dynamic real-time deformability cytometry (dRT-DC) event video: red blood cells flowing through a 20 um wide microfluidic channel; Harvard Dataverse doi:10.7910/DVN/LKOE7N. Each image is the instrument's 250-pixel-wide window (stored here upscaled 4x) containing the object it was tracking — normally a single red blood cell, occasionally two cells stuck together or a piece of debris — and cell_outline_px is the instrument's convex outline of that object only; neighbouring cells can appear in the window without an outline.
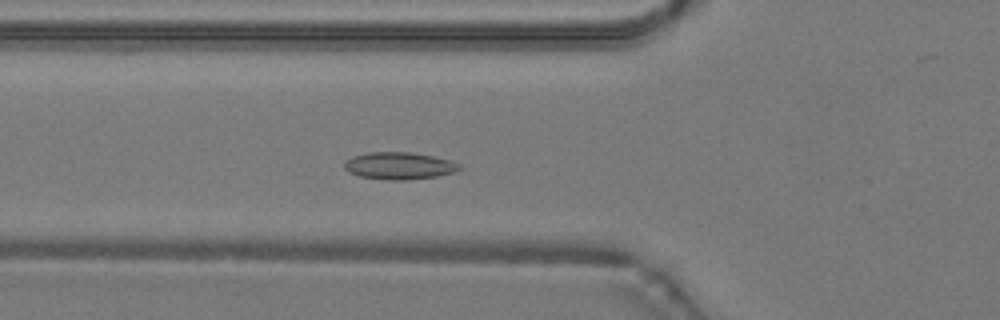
{"species": "common noctule bat (a hibernating species)", "species_latin": "Nyctalus noctula", "temperature_condition": "warm", "stored_images_in_passage": 45, "camera_frame_rate_fps": 3000, "um_per_image_px": 0.085, "animal": {"sex": "male", "body_mass_g": 19.2, "forearm_length_mm": 51.8}, "frame": {"image": 1, "passage_image": 14, "time_ms": 4.333, "image_size_px": [1000, 320], "cell_outline_px": [[460, 168], [452, 172], [436, 176], [408, 180], [392, 180], [360, 176], [348, 172], [344, 168], [344, 164], [352, 156], [368, 152], [412, 152], [432, 156], [448, 160], [460, 164]], "centroid_in_image_um": [33.89, 14.08], "position_along_channel_um": 91.9, "area_um2": 17.98}}
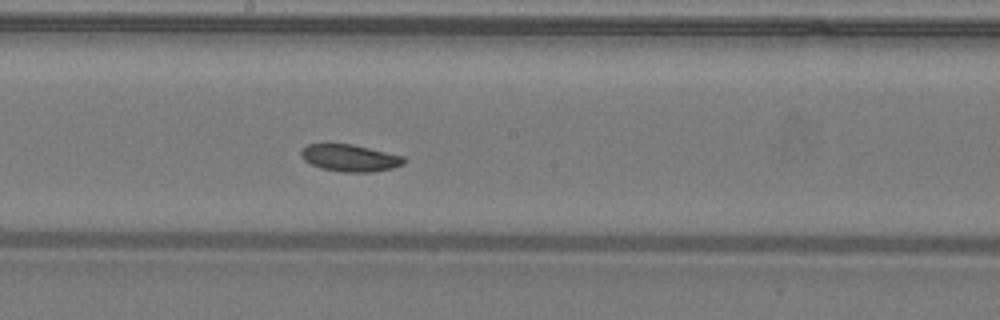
{"frame": {"image": 2, "passage_image": 23, "time_ms": 7.333, "image_size_px": [1000, 320], "cell_outline_px": [[408, 160], [404, 164], [392, 168], [372, 172], [344, 172], [320, 168], [304, 160], [300, 152], [308, 144], [352, 144], [404, 156]], "centroid_in_image_um": [29.79, 13.43], "position_along_channel_um": 218.4, "area_um2": 16.13}}
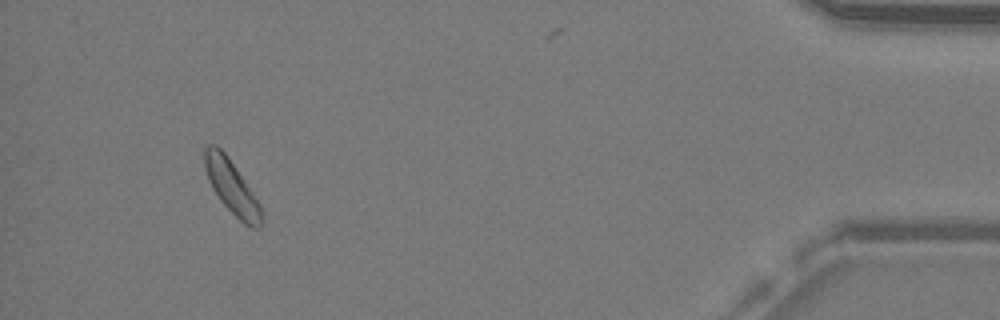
{"frame": {"image": 3, "passage_image": 42, "time_ms": 13.667, "image_size_px": [1000, 320], "cell_outline_px": [[260, 228], [252, 228], [244, 224], [220, 200], [212, 188], [208, 180], [204, 168], [204, 148], [208, 144], [216, 144], [224, 152], [252, 192], [260, 204]], "centroid_in_image_um": [19.64, 15.86], "position_along_channel_um": 415.6, "area_um2": 17.22}, "authors_computed_cell_mechanics": {"area_um2": 16.8776, "velocity_mm_per_s": 4.2121, "shape_relaxation_time_tau1_ms": 6.4885, "shape_relaxation_time_tau2_ms": null, "deformation_change_tau1": 0.1099, "deformation_change_tau2": null}}